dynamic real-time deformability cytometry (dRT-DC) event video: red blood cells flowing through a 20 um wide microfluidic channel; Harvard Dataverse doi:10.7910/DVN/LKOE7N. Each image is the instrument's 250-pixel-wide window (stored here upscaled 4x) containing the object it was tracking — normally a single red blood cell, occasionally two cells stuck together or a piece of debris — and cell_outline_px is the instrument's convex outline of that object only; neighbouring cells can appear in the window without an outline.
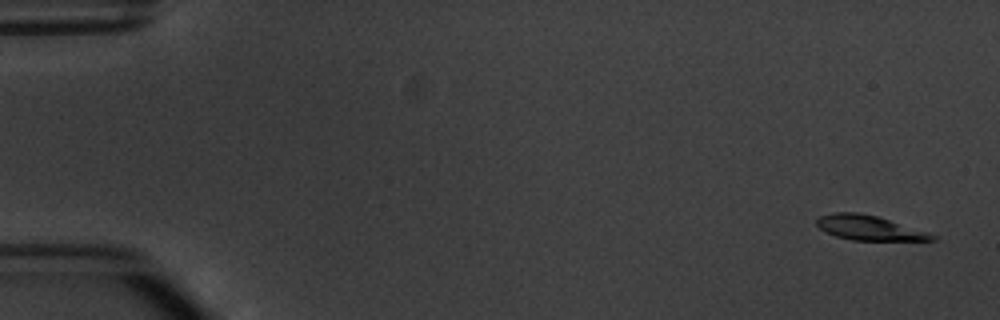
{"species": "common noctule bat (a hibernating species)", "species_latin": "Nyctalus noctula", "temperature_condition": "warm", "stored_images_in_passage": 4, "camera_frame_rate_fps": 3000, "um_per_image_px": 0.085, "animal": {"sex": "male", "body_mass_g": 20.1, "forearm_length_mm": 53.5}, "frame": {"image": 1, "passage_image": 1, "time_ms": 0.0, "image_size_px": [1000, 320], "cell_outline_px": [[936, 240], [852, 240], [836, 236], [820, 228], [816, 224], [816, 220], [820, 216], [836, 212], [856, 212], [876, 216], [928, 232], [936, 236]], "centroid_in_image_um": [73.86, 19.37], "position_along_channel_um": 11.1, "area_um2": 16.24}}
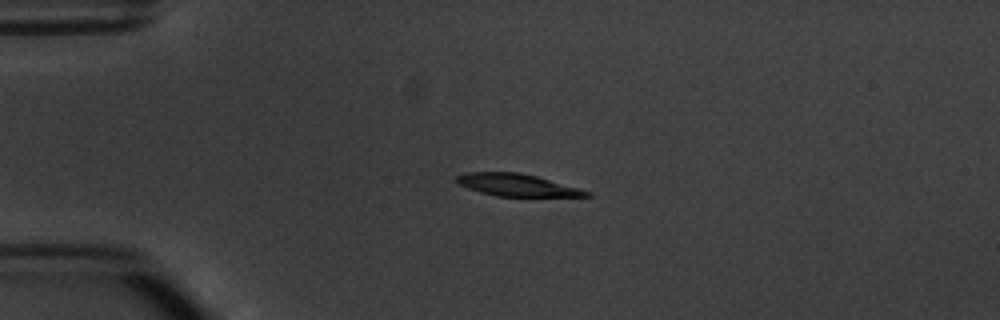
{"frame": {"image": 2, "passage_image": 4, "time_ms": 3.667, "image_size_px": [1000, 320], "cell_outline_px": [[592, 196], [496, 196], [480, 192], [456, 184], [456, 176], [464, 172], [516, 172], [536, 176], [580, 188], [592, 192]], "centroid_in_image_um": [43.91, 15.72], "position_along_channel_um": 41.1, "area_um2": 16.82}}